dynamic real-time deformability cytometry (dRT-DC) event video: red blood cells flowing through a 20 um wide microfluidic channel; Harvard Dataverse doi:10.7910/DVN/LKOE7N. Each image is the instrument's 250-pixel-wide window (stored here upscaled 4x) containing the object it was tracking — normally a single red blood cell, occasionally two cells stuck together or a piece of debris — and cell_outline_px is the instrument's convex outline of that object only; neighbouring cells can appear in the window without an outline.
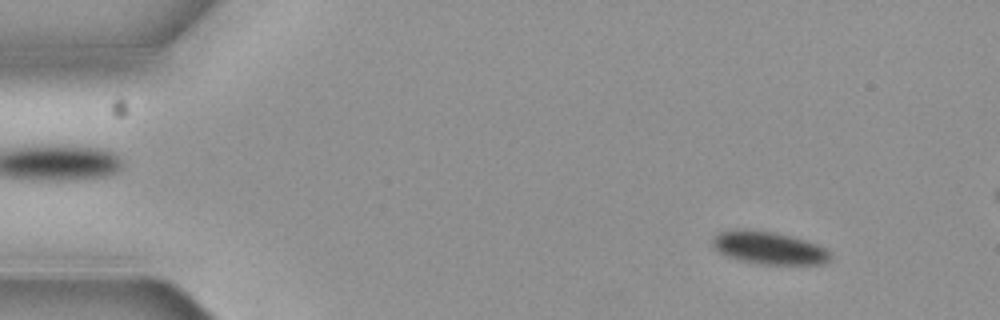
{"species": "common noctule bat (a hibernating species)", "species_latin": "Nyctalus noctula", "temperature_condition": "cold", "stored_images_in_passage": 4, "camera_frame_rate_fps": 3000, "um_per_image_px": 0.085, "animal": {"sex": "female", "body_mass_g": 19.3, "forearm_length_mm": 54.1}, "frame": {"image": 1, "passage_image": 1, "time_ms": 0.0, "image_size_px": [1000, 320], "cell_outline_px": [[832, 256], [824, 264], [756, 264], [740, 260], [728, 256], [720, 252], [712, 244], [712, 236], [720, 232], [736, 228], [772, 232], [804, 240], [816, 244], [824, 248]], "centroid_in_image_um": [65.31, 21.07], "position_along_channel_um": 19.7, "area_um2": 22.14}}